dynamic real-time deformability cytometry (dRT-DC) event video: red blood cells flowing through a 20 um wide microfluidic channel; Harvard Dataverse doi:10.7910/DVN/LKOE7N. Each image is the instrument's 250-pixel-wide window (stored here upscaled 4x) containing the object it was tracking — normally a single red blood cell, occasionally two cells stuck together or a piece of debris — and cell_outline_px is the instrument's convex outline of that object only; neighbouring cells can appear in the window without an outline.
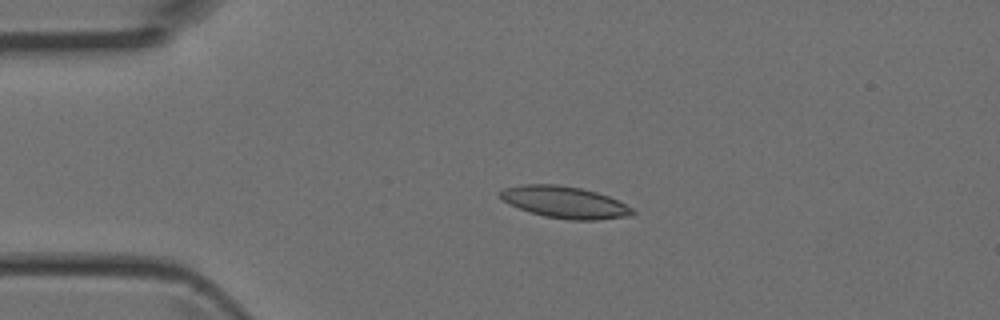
{"species": "Egyptian fruit bat (a non-hibernating species)", "species_latin": "Rousettus aegyptiacus", "temperature_condition": "room temperature", "stored_images_in_passage": 3, "camera_frame_rate_fps": 3000, "um_per_image_px": 0.085, "animal": {"sex": "female"}, "frame": {"image": 1, "passage_image": 2, "time_ms": 0.333, "image_size_px": [1000, 320], "cell_outline_px": [[636, 212], [632, 216], [596, 220], [568, 220], [544, 216], [508, 204], [500, 196], [500, 192], [504, 188], [524, 184], [560, 184], [580, 188], [596, 192], [608, 196], [632, 208]], "centroid_in_image_um": [48.02, 17.19], "position_along_channel_um": 37.0, "area_um2": 24.39}}